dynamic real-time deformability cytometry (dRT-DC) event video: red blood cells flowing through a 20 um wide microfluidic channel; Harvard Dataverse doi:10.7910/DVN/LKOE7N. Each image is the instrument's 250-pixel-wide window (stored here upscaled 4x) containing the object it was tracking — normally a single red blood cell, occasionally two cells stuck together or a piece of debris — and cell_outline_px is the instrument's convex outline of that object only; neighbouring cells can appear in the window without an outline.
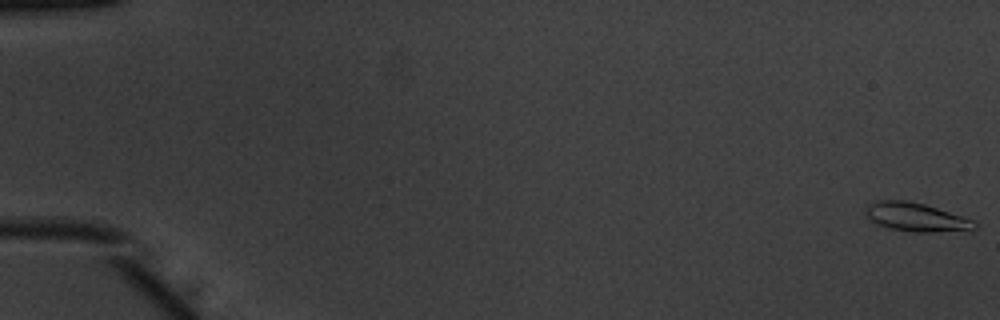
{"species": "common noctule bat (a hibernating species)", "species_latin": "Nyctalus noctula", "temperature_condition": "warm", "stored_images_in_passage": 17, "camera_frame_rate_fps": 3000, "um_per_image_px": 0.085, "animal": {"sex": "male", "body_mass_g": 20.1, "forearm_length_mm": 53.5}, "frame": {"image": 1, "passage_image": 1, "time_ms": 0.0, "image_size_px": [1000, 320], "cell_outline_px": [[976, 228], [932, 232], [912, 232], [888, 228], [872, 220], [868, 216], [868, 204], [872, 200], [908, 200], [924, 204], [972, 220], [976, 224]], "centroid_in_image_um": [77.82, 18.44], "position_along_channel_um": 7.2, "area_um2": 17.57}}